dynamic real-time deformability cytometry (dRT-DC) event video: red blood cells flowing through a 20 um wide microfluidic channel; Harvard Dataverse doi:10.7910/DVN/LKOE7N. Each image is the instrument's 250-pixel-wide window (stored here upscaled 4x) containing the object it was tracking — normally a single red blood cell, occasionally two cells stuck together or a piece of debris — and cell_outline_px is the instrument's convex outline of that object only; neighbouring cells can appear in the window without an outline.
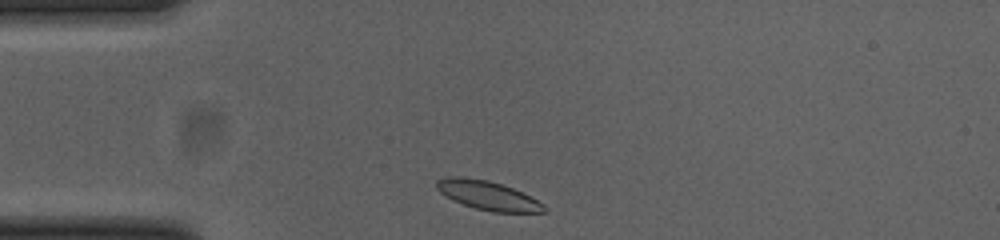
{"species": "common noctule bat (a hibernating species)", "species_latin": "Nyctalus noctula", "temperature_condition": "cold", "stored_images_in_passage": 31, "camera_frame_rate_fps": 3000, "um_per_image_px": 0.085, "animal": {"sex": "female", "body_mass_g": 23.0, "forearm_length_mm": 53.4}, "frame": {"image": 1, "passage_image": 1, "time_ms": 0.0, "image_size_px": [1000, 240], "cell_outline_px": [[548, 212], [492, 212], [476, 208], [464, 204], [440, 192], [436, 188], [436, 180], [448, 176], [464, 176], [488, 180], [512, 188], [544, 204], [548, 208]], "centroid_in_image_um": [41.47, 16.6], "position_along_channel_um": 43.5, "area_um2": 17.92}}
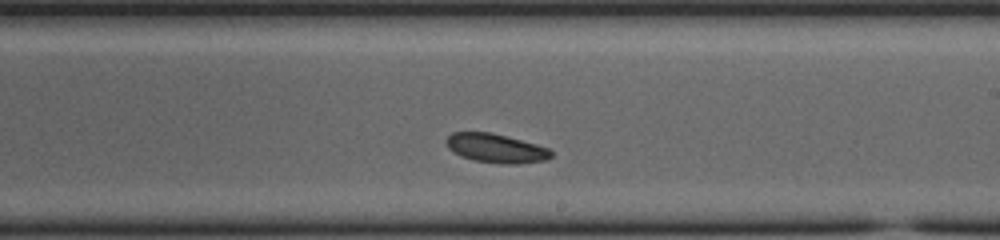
{"frame": {"image": 2, "passage_image": 19, "time_ms": 6.0, "image_size_px": [1000, 240], "cell_outline_px": [[552, 156], [544, 160], [520, 164], [504, 164], [476, 160], [460, 156], [448, 148], [444, 140], [452, 132], [492, 132], [536, 144], [548, 148], [552, 152]], "centroid_in_image_um": [42.13, 12.59], "position_along_channel_um": 246.9, "area_um2": 17.69}}
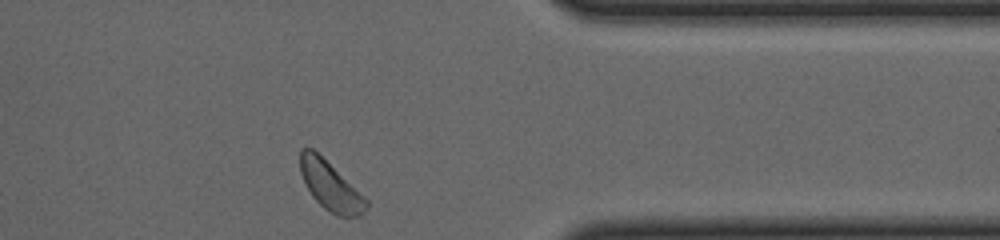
{"frame": {"image": 3, "passage_image": 31, "time_ms": 10.0, "image_size_px": [1000, 240], "cell_outline_px": [[368, 208], [360, 216], [336, 216], [324, 208], [312, 196], [300, 172], [300, 148], [312, 148], [364, 196], [368, 200]], "centroid_in_image_um": [28.09, 15.83], "position_along_channel_um": 383.3, "area_um2": 18.38}, "authors_computed_cell_mechanics": {"area_um2": 17.8024, "velocity_mm_per_s": 3.7632, "shape_relaxation_time_tau1_ms": 2.7315, "shape_relaxation_time_tau2_ms": null, "deformation_change_tau1": 0.0846, "deformation_change_tau2": null}}